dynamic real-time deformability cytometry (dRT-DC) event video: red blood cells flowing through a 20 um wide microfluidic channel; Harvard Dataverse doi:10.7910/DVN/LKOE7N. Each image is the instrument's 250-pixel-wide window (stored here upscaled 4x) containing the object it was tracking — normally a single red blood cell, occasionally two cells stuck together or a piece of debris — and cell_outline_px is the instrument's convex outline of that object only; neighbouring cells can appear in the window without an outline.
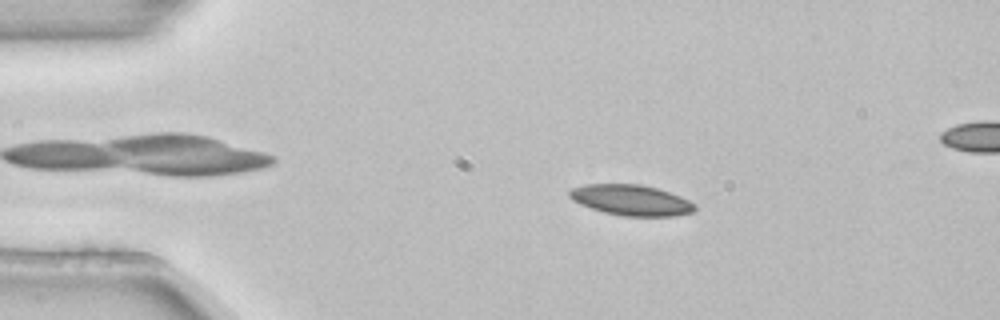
{"species": "common noctule bat (a hibernating species)", "species_latin": "Nyctalus noctula", "temperature_condition": "room temperature", "stored_images_in_passage": 4, "segment_of_instrument_passage": [1, 2], "camera_frame_rate_fps": 3000, "um_per_image_px": 0.085, "animal": {"sex": "female", "body_mass_g": 22.7, "forearm_length_mm": 54.2}, "frame": {"image": 1, "passage_image": 2, "time_ms": 0.333, "image_size_px": [1000, 320], "cell_outline_px": [[696, 208], [692, 212], [672, 216], [624, 216], [604, 212], [580, 204], [572, 200], [568, 196], [568, 192], [572, 188], [584, 184], [640, 184], [656, 188], [680, 196], [696, 204]], "centroid_in_image_um": [53.62, 17.0], "position_along_channel_um": 31.4, "area_um2": 22.31}}